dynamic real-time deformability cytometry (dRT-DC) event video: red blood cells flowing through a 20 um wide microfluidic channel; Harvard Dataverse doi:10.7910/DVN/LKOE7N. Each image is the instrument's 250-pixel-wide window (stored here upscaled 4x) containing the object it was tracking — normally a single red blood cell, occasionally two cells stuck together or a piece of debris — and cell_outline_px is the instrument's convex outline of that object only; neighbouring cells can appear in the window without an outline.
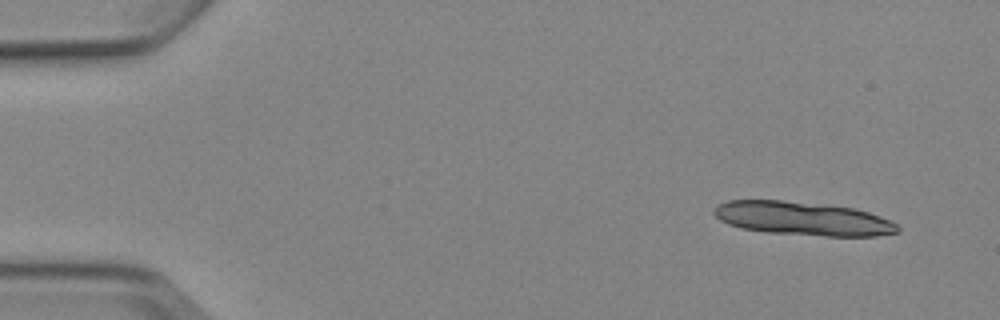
{"species": "Egyptian fruit bat (a non-hibernating species)", "species_latin": "Rousettus aegyptiacus", "temperature_condition": "cold", "stored_images_in_passage": 5, "camera_frame_rate_fps": 3000, "um_per_image_px": 0.085, "animal": {"sex": "female"}, "frame": {"image": 1, "passage_image": 1, "time_ms": 0.0, "image_size_px": [1000, 320], "cell_outline_px": [[900, 232], [876, 236], [824, 236], [768, 232], [740, 228], [728, 224], [720, 220], [712, 212], [716, 204], [728, 200], [780, 200], [856, 208], [892, 220], [900, 228]], "centroid_in_image_um": [68.24, 18.58], "position_along_channel_um": 16.8, "area_um2": 36.07}}